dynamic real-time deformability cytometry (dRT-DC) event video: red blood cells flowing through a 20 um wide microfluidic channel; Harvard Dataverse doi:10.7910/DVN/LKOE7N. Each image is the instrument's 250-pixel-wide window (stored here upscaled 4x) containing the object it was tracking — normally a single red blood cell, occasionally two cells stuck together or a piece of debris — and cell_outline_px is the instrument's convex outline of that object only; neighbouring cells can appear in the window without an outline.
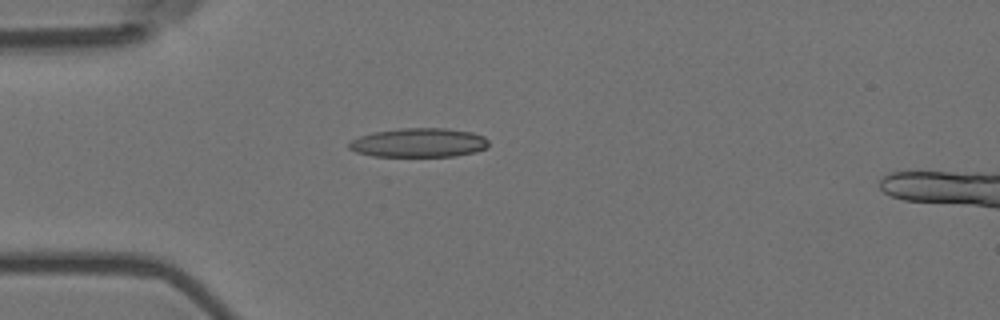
{"species": "Egyptian fruit bat (a non-hibernating species)", "species_latin": "Rousettus aegyptiacus", "temperature_condition": "room temperature", "stored_images_in_passage": 6, "camera_frame_rate_fps": 3000, "um_per_image_px": 0.085, "animal": {"sex": "female"}, "frame": {"image": 1, "passage_image": 5, "time_ms": 1.333, "image_size_px": [1000, 320], "cell_outline_px": [[488, 148], [476, 152], [456, 156], [372, 156], [356, 152], [348, 148], [348, 144], [352, 140], [360, 136], [372, 132], [400, 128], [444, 128], [472, 132], [484, 136], [488, 140]], "centroid_in_image_um": [35.62, 12.13], "position_along_channel_um": 49.4, "area_um2": 23.81}}